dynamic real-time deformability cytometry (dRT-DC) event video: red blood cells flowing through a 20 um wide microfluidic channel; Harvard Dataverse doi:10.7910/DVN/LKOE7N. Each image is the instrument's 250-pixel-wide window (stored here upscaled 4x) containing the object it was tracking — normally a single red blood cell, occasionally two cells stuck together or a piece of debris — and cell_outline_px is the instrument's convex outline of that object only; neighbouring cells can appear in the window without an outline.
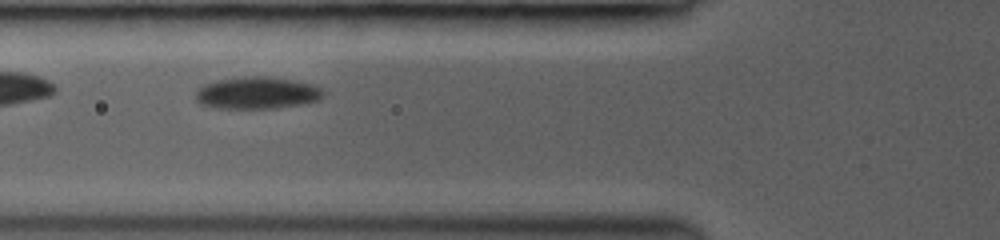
{"species": "common noctule bat (a hibernating species)", "species_latin": "Nyctalus noctula", "temperature_condition": "room temperature", "stored_images_in_passage": 9, "camera_frame_rate_fps": 3000, "um_per_image_px": 0.085, "animal": {"sex": "female", "body_mass_g": 19.0, "forearm_length_mm": 53.3}, "frame": {"image": 1, "passage_image": 3, "time_ms": 2.333, "image_size_px": [1000, 240], "cell_outline_px": [[324, 92], [320, 100], [308, 104], [276, 108], [216, 108], [200, 104], [196, 100], [196, 92], [204, 84], [216, 80], [244, 76], [268, 76], [292, 80], [312, 84], [320, 88]], "centroid_in_image_um": [21.87, 7.9], "position_along_channel_um": 103.9, "area_um2": 24.04}}
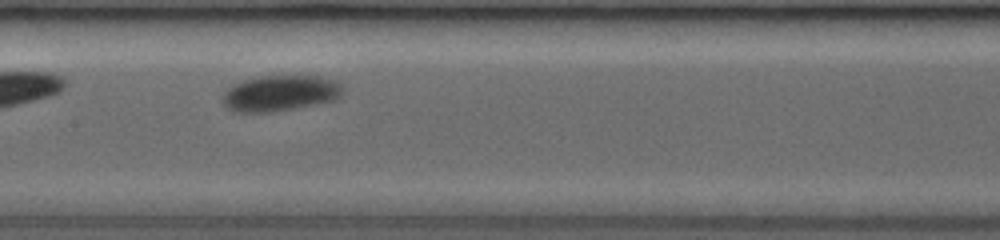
{"frame": {"image": 2, "passage_image": 6, "time_ms": 4.333, "image_size_px": [1000, 240], "cell_outline_px": [[344, 92], [336, 100], [316, 104], [272, 112], [232, 112], [224, 104], [224, 92], [232, 84], [244, 80], [260, 76], [316, 76], [336, 80], [340, 84]], "centroid_in_image_um": [23.82, 7.92], "position_along_channel_um": 183.6, "area_um2": 25.09}}
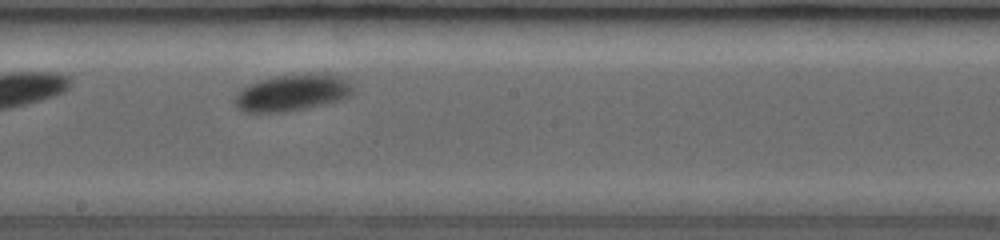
{"frame": {"image": 3, "passage_image": 8, "time_ms": 5.333, "image_size_px": [1000, 240], "cell_outline_px": [[352, 92], [344, 100], [308, 108], [284, 112], [244, 112], [236, 108], [236, 92], [260, 80], [280, 76], [336, 76], [348, 80], [352, 88]], "centroid_in_image_um": [24.82, 7.94], "position_along_channel_um": 223.4, "area_um2": 24.28}}